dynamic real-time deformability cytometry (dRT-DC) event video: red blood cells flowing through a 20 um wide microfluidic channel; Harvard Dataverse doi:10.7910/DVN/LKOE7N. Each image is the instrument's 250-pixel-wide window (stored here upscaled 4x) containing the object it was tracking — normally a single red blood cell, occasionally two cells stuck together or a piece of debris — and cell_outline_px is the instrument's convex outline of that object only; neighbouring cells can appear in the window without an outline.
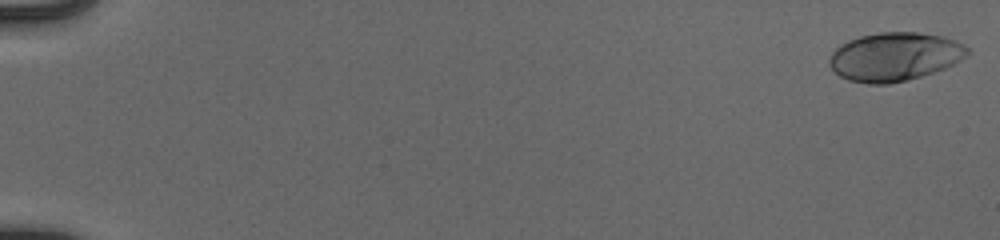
{"species": "human", "species_latin": "Homo sapiens", "temperature_condition": "cold", "stored_images_in_passage": 54, "camera_frame_rate_fps": 3000, "um_per_image_px": 0.085, "donor": {"sex": "male"}, "frame": {"image": 1, "passage_image": 1, "time_ms": 0.0, "image_size_px": [1000, 240], "cell_outline_px": [[972, 52], [968, 56], [944, 68], [920, 76], [888, 84], [868, 84], [848, 80], [840, 76], [828, 64], [828, 60], [832, 52], [840, 44], [848, 40], [860, 36], [880, 32], [916, 32], [944, 36], [956, 40], [964, 44]], "centroid_in_image_um": [76.05, 4.8], "position_along_channel_um": 8.9, "area_um2": 39.13}}
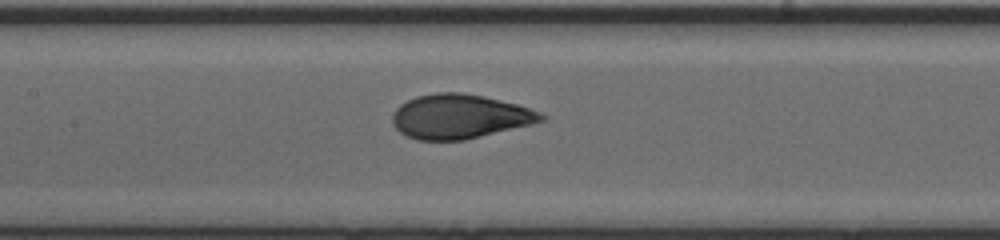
{"frame": {"image": 2, "passage_image": 28, "time_ms": 9.0, "image_size_px": [1000, 240], "cell_outline_px": [[548, 116], [544, 120], [532, 124], [464, 140], [416, 140], [400, 132], [392, 124], [392, 116], [396, 108], [400, 104], [416, 96], [436, 92], [460, 92], [484, 96], [516, 104], [540, 112]], "centroid_in_image_um": [39.06, 9.9], "position_along_channel_um": 168.3, "area_um2": 38.38}}
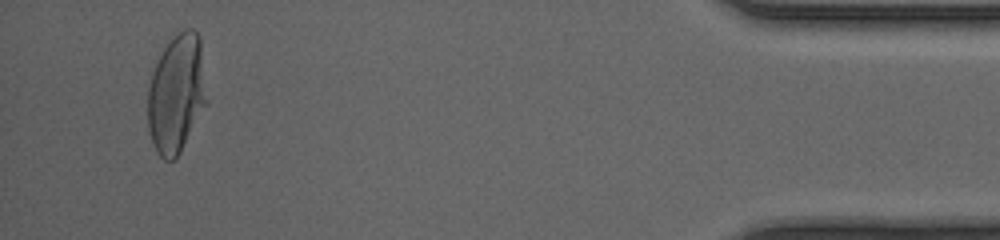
{"frame": {"image": 3, "passage_image": 52, "time_ms": 17.0, "image_size_px": [1000, 240], "cell_outline_px": [[208, 104], [180, 152], [172, 160], [164, 160], [156, 152], [148, 128], [148, 88], [152, 72], [172, 32], [184, 28], [192, 28], [200, 36], [208, 100]], "centroid_in_image_um": [15.03, 7.91], "position_along_channel_um": 420.2, "area_um2": 41.44}, "authors_computed_cell_mechanics": {"area_um2": 38.6971, "velocity_mm_per_s": 3.9317, "shape_relaxation_time_tau1_ms": 3.802, "shape_relaxation_time_tau2_ms": null, "deformation_change_tau1": 0.1877, "deformation_change_tau2": null}}